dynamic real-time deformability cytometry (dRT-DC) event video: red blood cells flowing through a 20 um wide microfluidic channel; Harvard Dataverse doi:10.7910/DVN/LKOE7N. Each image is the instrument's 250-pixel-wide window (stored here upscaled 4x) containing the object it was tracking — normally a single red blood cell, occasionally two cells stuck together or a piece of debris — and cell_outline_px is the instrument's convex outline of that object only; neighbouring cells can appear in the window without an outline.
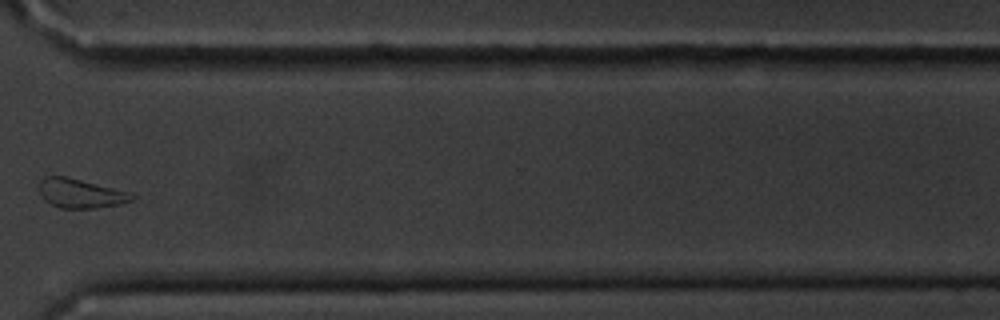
{"species": "common noctule bat (a hibernating species)", "species_latin": "Nyctalus noctula", "temperature_condition": "cold", "stored_images_in_passage": 16, "camera_frame_rate_fps": 3000, "um_per_image_px": 0.085, "animal": {"sex": "male", "body_mass_g": 20.1, "forearm_length_mm": 53.5}, "frame": {"image": 1, "passage_image": 12, "time_ms": 13.667, "image_size_px": [1000, 320], "cell_outline_px": [[136, 196], [132, 200], [120, 204], [96, 208], [60, 208], [44, 200], [40, 196], [40, 180], [44, 176], [64, 176], [128, 192]], "centroid_in_image_um": [6.81, 16.45], "position_along_channel_um": 363.8, "area_um2": 15.49}}
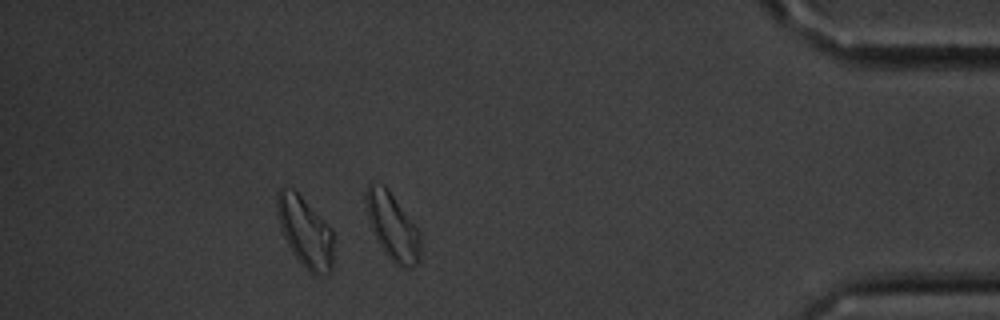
{"frame": {"image": 2, "passage_image": 14, "time_ms": 16.0, "image_size_px": [1000, 320], "cell_outline_px": [[332, 272], [316, 276], [308, 272], [300, 264], [292, 252], [284, 236], [276, 212], [276, 192], [280, 188], [292, 188], [332, 228]], "centroid_in_image_um": [25.93, 19.74], "position_along_channel_um": 409.3, "area_um2": 23.06}, "authors_computed_cell_mechanics": {"area_um2": 18.6983, "velocity_mm_per_s": 3.3767, "shape_relaxation_time_tau1_ms": 6.4242, "shape_relaxation_time_tau2_ms": null, "deformation_change_tau1": 0.2395, "deformation_change_tau2": null}}